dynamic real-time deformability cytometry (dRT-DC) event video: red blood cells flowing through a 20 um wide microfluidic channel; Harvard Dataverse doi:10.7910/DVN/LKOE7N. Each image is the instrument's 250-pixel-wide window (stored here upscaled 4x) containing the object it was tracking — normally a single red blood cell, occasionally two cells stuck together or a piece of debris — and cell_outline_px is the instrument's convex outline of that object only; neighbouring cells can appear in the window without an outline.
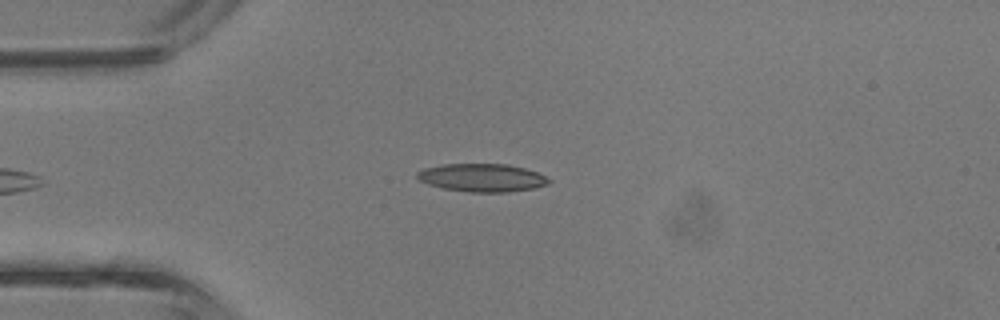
{"species": "common noctule bat (a hibernating species)", "species_latin": "Nyctalus noctula", "temperature_condition": "room temperature", "stored_images_in_passage": 42, "camera_frame_rate_fps": 3000, "um_per_image_px": 0.085, "animal": {"sex": "male", "body_mass_g": 13.3}, "frame": {"image": 1, "passage_image": 10, "time_ms": 3.0, "image_size_px": [1000, 320], "cell_outline_px": [[552, 180], [548, 184], [532, 188], [508, 192], [468, 192], [440, 188], [428, 184], [420, 180], [416, 176], [416, 172], [424, 168], [440, 164], [508, 164], [524, 168], [536, 172]], "centroid_in_image_um": [40.93, 15.1], "position_along_channel_um": 44.1, "area_um2": 21.56}}
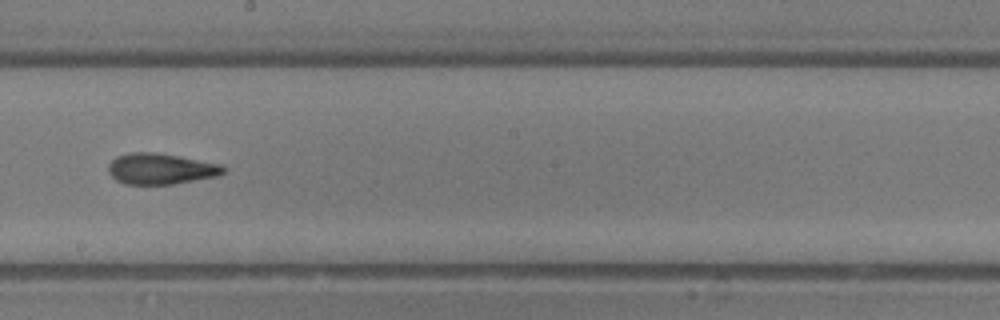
{"frame": {"image": 2, "passage_image": 23, "time_ms": 7.333, "image_size_px": [1000, 320], "cell_outline_px": [[228, 168], [220, 176], [172, 184], [124, 184], [116, 180], [108, 172], [108, 164], [116, 156], [128, 152], [156, 152], [180, 156], [220, 164]], "centroid_in_image_um": [13.67, 14.34], "position_along_channel_um": 234.5, "area_um2": 20.98}}
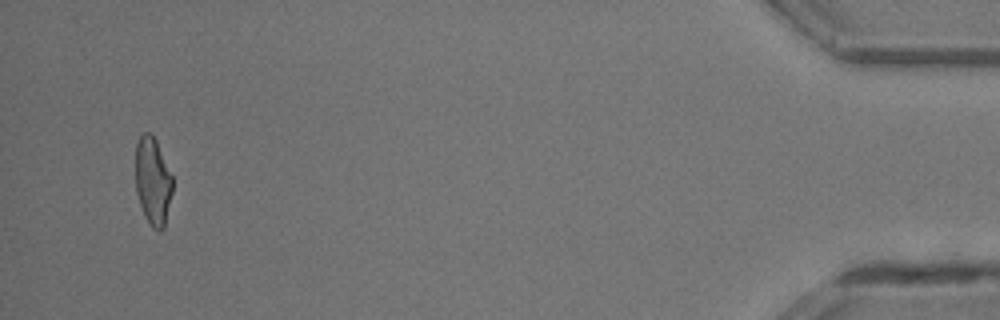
{"frame": {"image": 3, "passage_image": 40, "time_ms": 13.0, "image_size_px": [1000, 320], "cell_outline_px": [[172, 192], [164, 228], [160, 232], [156, 232], [152, 228], [144, 216], [136, 192], [136, 144], [140, 136], [144, 132], [148, 132], [156, 140], [172, 176]], "centroid_in_image_um": [12.99, 15.45], "position_along_channel_um": 422.2, "area_um2": 18.9}, "authors_computed_cell_mechanics": {"area_um2": 20.3745, "velocity_mm_per_s": 4.8385, "shape_relaxation_time_tau1_ms": 8.4891, "shape_relaxation_time_tau2_ms": 2.4736, "deformation_change_tau1": 0.238, "deformation_change_tau2": 0.1203}}